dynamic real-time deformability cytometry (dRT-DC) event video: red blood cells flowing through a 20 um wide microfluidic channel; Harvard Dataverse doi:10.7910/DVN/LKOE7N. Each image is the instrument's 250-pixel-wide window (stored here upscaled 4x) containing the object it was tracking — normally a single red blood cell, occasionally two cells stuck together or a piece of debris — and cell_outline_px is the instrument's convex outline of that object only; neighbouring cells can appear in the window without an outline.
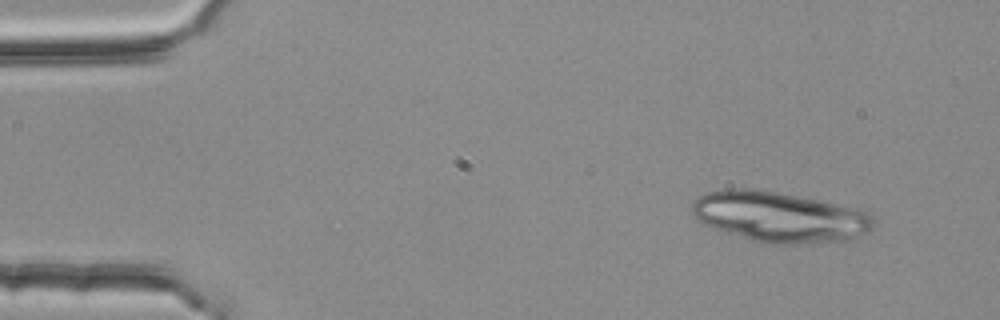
{"species": "common noctule bat (a hibernating species)", "species_latin": "Nyctalus noctula", "temperature_condition": "room temperature", "stored_images_in_passage": 3, "camera_frame_rate_fps": 3000, "um_per_image_px": 0.085, "animal": {"sex": "female", "body_mass_g": 25.1}, "frame": {"image": 1, "passage_image": 1, "time_ms": 0.0, "image_size_px": [1000, 320], "cell_outline_px": [[876, 228], [868, 232], [840, 240], [820, 244], [764, 244], [716, 228], [700, 220], [692, 212], [692, 204], [700, 196], [708, 192], [728, 188], [748, 188], [776, 192], [816, 200], [852, 208], [868, 212], [876, 220]], "centroid_in_image_um": [66.3, 18.45], "position_along_channel_um": 18.7, "area_um2": 52.66}}